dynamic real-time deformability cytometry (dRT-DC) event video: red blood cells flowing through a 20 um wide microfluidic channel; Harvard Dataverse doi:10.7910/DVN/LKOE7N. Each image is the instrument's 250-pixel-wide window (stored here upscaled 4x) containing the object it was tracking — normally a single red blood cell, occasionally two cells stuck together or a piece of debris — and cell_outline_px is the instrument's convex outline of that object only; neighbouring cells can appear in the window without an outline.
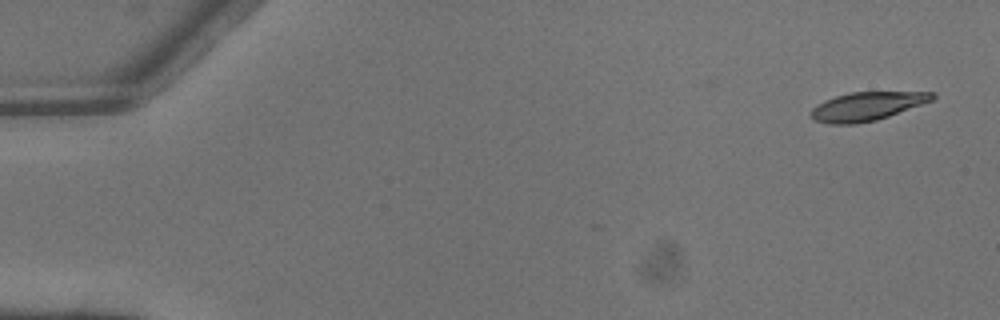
{"species": "common noctule bat (a hibernating species)", "species_latin": "Nyctalus noctula", "temperature_condition": "warm", "stored_images_in_passage": 2, "camera_frame_rate_fps": 3000, "um_per_image_px": 0.085, "animal": {"sex": "male", "body_mass_g": 13.3}, "frame": {"image": 1, "passage_image": 2, "time_ms": 0.333, "image_size_px": [1000, 320], "cell_outline_px": [[936, 96], [932, 100], [888, 116], [876, 120], [856, 124], [828, 124], [812, 120], [812, 108], [816, 104], [824, 100], [836, 96], [852, 92], [936, 92]], "centroid_in_image_um": [73.65, 9.04], "position_along_channel_um": 11.3, "area_um2": 20.06}}